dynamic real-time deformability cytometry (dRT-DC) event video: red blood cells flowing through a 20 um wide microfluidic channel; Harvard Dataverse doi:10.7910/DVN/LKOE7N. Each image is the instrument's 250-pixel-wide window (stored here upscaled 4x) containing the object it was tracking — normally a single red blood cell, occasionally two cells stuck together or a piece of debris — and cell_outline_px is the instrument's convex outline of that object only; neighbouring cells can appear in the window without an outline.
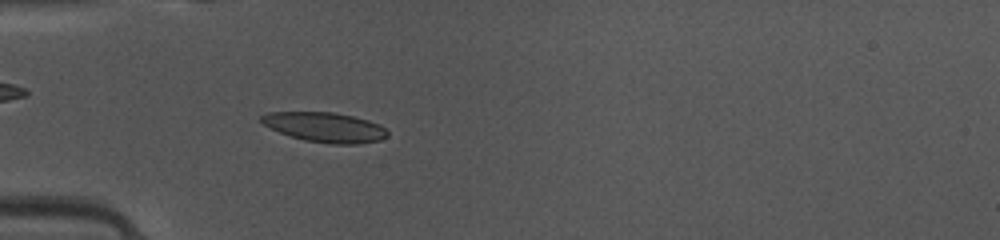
{"species": "common noctule bat (a hibernating species)", "species_latin": "Nyctalus noctula", "temperature_condition": "warm", "stored_images_in_passage": 24, "camera_frame_rate_fps": 3000, "um_per_image_px": 0.085, "animal": {"sex": "female", "body_mass_g": 10.0, "forearm_length_mm": 53.1}, "frame": {"image": 1, "passage_image": 3, "time_ms": 0.667, "image_size_px": [1000, 240], "cell_outline_px": [[388, 136], [380, 140], [360, 144], [332, 144], [304, 140], [280, 132], [264, 124], [260, 120], [260, 116], [268, 112], [332, 112], [352, 116], [368, 120], [380, 124], [388, 132]], "centroid_in_image_um": [27.65, 10.81], "position_along_channel_um": 57.3, "area_um2": 21.79}}
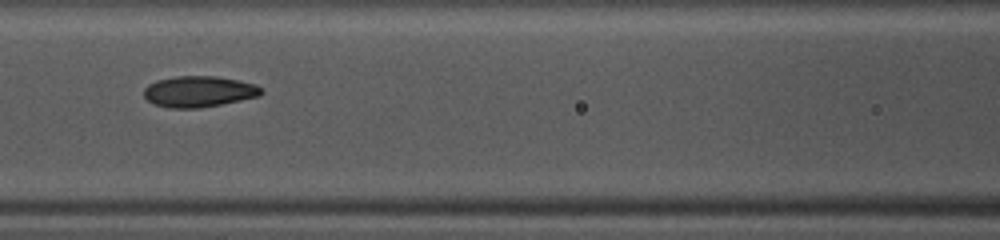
{"frame": {"image": 2, "passage_image": 10, "time_ms": 3.0, "image_size_px": [1000, 240], "cell_outline_px": [[264, 92], [260, 96], [200, 108], [168, 108], [152, 104], [144, 96], [144, 88], [148, 84], [156, 80], [176, 76], [216, 76], [240, 80], [256, 84], [264, 88]], "centroid_in_image_um": [16.92, 7.77], "position_along_channel_um": 149.7, "area_um2": 21.5}}
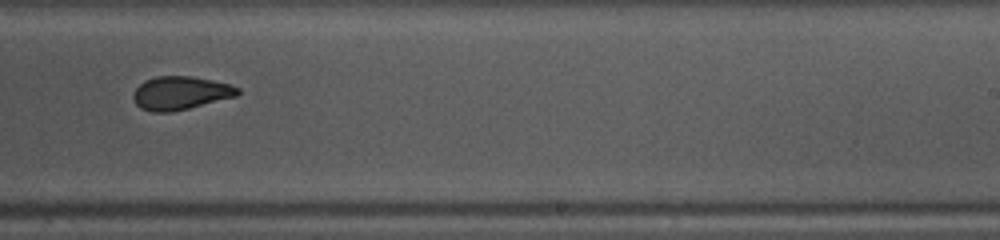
{"frame": {"image": 3, "passage_image": 19, "time_ms": 6.0, "image_size_px": [1000, 240], "cell_outline_px": [[240, 92], [236, 96], [172, 112], [152, 112], [140, 108], [136, 104], [132, 96], [136, 88], [144, 80], [156, 76], [192, 76], [212, 80], [228, 84], [240, 88]], "centroid_in_image_um": [15.31, 7.9], "position_along_channel_um": 273.7, "area_um2": 20.23}}